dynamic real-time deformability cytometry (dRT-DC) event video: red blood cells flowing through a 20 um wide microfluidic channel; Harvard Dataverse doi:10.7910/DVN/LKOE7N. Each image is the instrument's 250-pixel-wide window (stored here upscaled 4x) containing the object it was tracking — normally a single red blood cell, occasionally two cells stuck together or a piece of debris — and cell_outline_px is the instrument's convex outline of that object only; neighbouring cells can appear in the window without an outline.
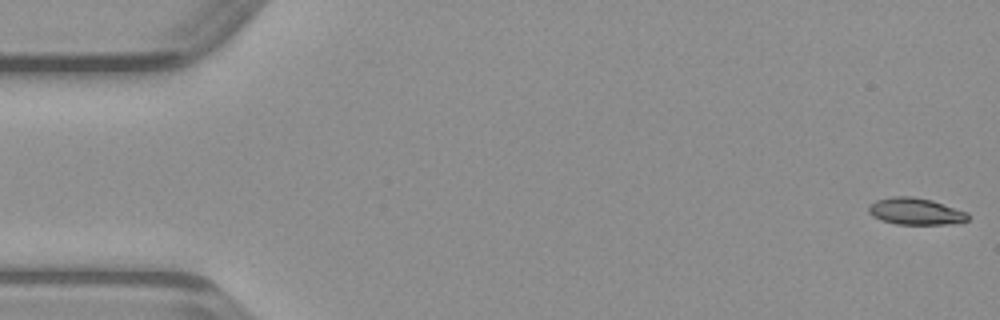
{"species": "common noctule bat (a hibernating species)", "species_latin": "Nyctalus noctula", "temperature_condition": "warm", "stored_images_in_passage": 48, "camera_frame_rate_fps": 3000, "um_per_image_px": 0.085, "animal": {"sex": "male", "body_mass_g": 23.1, "forearm_length_mm": 52.7}, "frame": {"image": 1, "passage_image": 1, "time_ms": 0.0, "image_size_px": [1000, 320], "cell_outline_px": [[968, 220], [948, 224], [896, 224], [880, 220], [872, 216], [868, 212], [868, 204], [876, 200], [892, 196], [912, 196], [932, 200], [968, 212]], "centroid_in_image_um": [77.78, 17.95], "position_along_channel_um": 7.2, "area_um2": 15.61}}
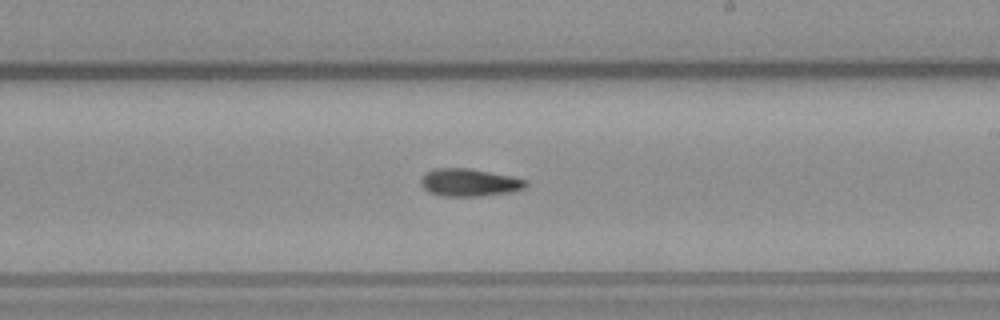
{"frame": {"image": 2, "passage_image": 28, "time_ms": 9.0, "image_size_px": [1000, 320], "cell_outline_px": [[528, 184], [524, 188], [512, 192], [480, 196], [444, 196], [428, 192], [420, 184], [420, 180], [424, 172], [436, 168], [468, 168], [512, 176], [528, 180]], "centroid_in_image_um": [39.88, 15.51], "position_along_channel_um": 249.1, "area_um2": 17.05}}
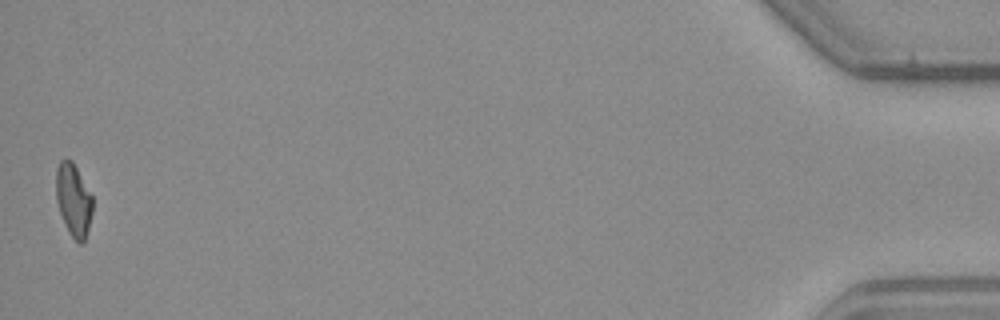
{"frame": {"image": 3, "passage_image": 48, "time_ms": 15.667, "image_size_px": [1000, 320], "cell_outline_px": [[92, 212], [84, 244], [80, 244], [72, 236], [60, 212], [56, 200], [56, 168], [60, 160], [72, 160], [92, 196]], "centroid_in_image_um": [6.24, 16.98], "position_along_channel_um": 429.0, "area_um2": 15.14}}